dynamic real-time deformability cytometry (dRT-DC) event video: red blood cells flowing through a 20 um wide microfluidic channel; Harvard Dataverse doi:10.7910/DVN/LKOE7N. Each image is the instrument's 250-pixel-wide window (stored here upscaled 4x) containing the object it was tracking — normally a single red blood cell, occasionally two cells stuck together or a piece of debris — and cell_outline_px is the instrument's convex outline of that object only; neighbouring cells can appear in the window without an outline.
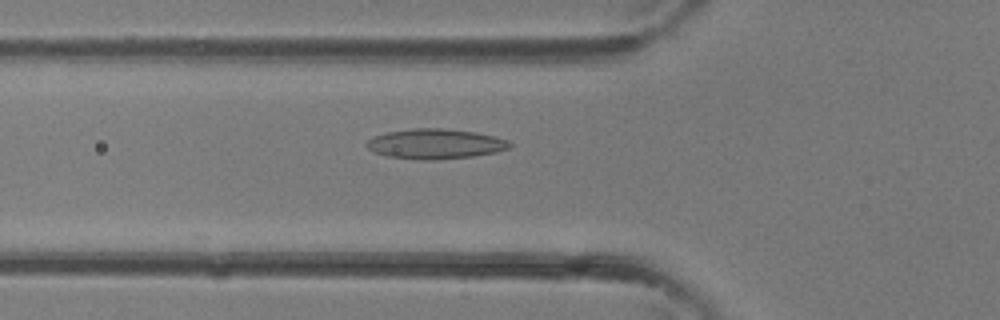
{"species": "common noctule bat (a hibernating species)", "species_latin": "Nyctalus noctula", "temperature_condition": "room temperature", "stored_images_in_passage": 26, "camera_frame_rate_fps": 3000, "um_per_image_px": 0.085, "animal": {"sex": "female"}, "frame": {"image": 1, "passage_image": 3, "time_ms": 0.667, "image_size_px": [1000, 320], "cell_outline_px": [[512, 144], [508, 148], [496, 152], [472, 156], [436, 160], [424, 160], [388, 156], [372, 152], [364, 144], [372, 136], [388, 132], [412, 128], [444, 128], [476, 132], [496, 136], [508, 140]], "centroid_in_image_um": [36.99, 12.22], "position_along_channel_um": 88.8, "area_um2": 25.14}}
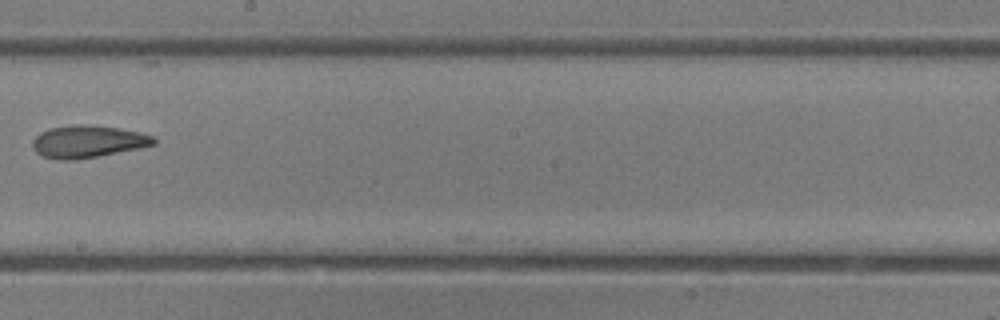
{"frame": {"image": 2, "passage_image": 11, "time_ms": 3.333, "image_size_px": [1000, 320], "cell_outline_px": [[156, 144], [140, 148], [76, 160], [60, 160], [44, 156], [36, 152], [32, 148], [32, 140], [40, 132], [52, 128], [76, 124], [88, 124], [116, 128], [140, 132], [152, 136], [156, 140]], "centroid_in_image_um": [7.45, 12.03], "position_along_channel_um": 240.7, "area_um2": 22.72}}
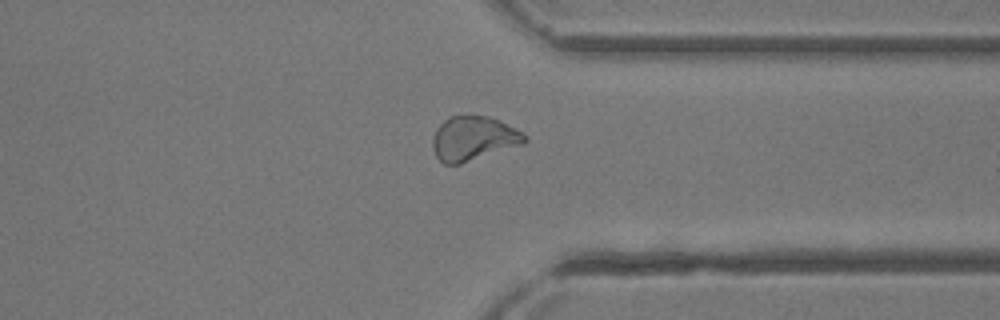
{"frame": {"image": 3, "passage_image": 18, "time_ms": 5.667, "image_size_px": [1000, 320], "cell_outline_px": [[528, 140], [524, 144], [460, 164], [444, 164], [436, 156], [432, 144], [432, 140], [436, 128], [444, 120], [452, 116], [488, 116], [528, 136]], "centroid_in_image_um": [40.22, 11.79], "position_along_channel_um": 371.2, "area_um2": 23.41}}